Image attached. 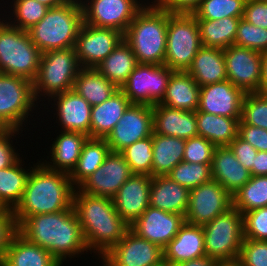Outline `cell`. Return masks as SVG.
Listing matches in <instances>:
<instances>
[{"label": "cell", "instance_id": "obj_15", "mask_svg": "<svg viewBox=\"0 0 267 266\" xmlns=\"http://www.w3.org/2000/svg\"><path fill=\"white\" fill-rule=\"evenodd\" d=\"M227 80L245 94L259 92L262 82V53L231 45L224 49Z\"/></svg>", "mask_w": 267, "mask_h": 266}, {"label": "cell", "instance_id": "obj_35", "mask_svg": "<svg viewBox=\"0 0 267 266\" xmlns=\"http://www.w3.org/2000/svg\"><path fill=\"white\" fill-rule=\"evenodd\" d=\"M24 165L21 156L14 165L0 169V205L5 210H14L22 199L32 169Z\"/></svg>", "mask_w": 267, "mask_h": 266}, {"label": "cell", "instance_id": "obj_24", "mask_svg": "<svg viewBox=\"0 0 267 266\" xmlns=\"http://www.w3.org/2000/svg\"><path fill=\"white\" fill-rule=\"evenodd\" d=\"M206 255L202 226L184 222L177 235L163 248V261L178 264Z\"/></svg>", "mask_w": 267, "mask_h": 266}, {"label": "cell", "instance_id": "obj_19", "mask_svg": "<svg viewBox=\"0 0 267 266\" xmlns=\"http://www.w3.org/2000/svg\"><path fill=\"white\" fill-rule=\"evenodd\" d=\"M132 175L133 172L122 154L110 151L103 164L77 188L92 196L113 198Z\"/></svg>", "mask_w": 267, "mask_h": 266}, {"label": "cell", "instance_id": "obj_26", "mask_svg": "<svg viewBox=\"0 0 267 266\" xmlns=\"http://www.w3.org/2000/svg\"><path fill=\"white\" fill-rule=\"evenodd\" d=\"M212 178L220 183L232 196L251 179V173L235 157L229 146L215 147Z\"/></svg>", "mask_w": 267, "mask_h": 266}, {"label": "cell", "instance_id": "obj_34", "mask_svg": "<svg viewBox=\"0 0 267 266\" xmlns=\"http://www.w3.org/2000/svg\"><path fill=\"white\" fill-rule=\"evenodd\" d=\"M137 65L133 49L122 39L96 69L120 89Z\"/></svg>", "mask_w": 267, "mask_h": 266}, {"label": "cell", "instance_id": "obj_32", "mask_svg": "<svg viewBox=\"0 0 267 266\" xmlns=\"http://www.w3.org/2000/svg\"><path fill=\"white\" fill-rule=\"evenodd\" d=\"M240 119L197 110L198 136L204 137L216 147L229 146L238 136Z\"/></svg>", "mask_w": 267, "mask_h": 266}, {"label": "cell", "instance_id": "obj_18", "mask_svg": "<svg viewBox=\"0 0 267 266\" xmlns=\"http://www.w3.org/2000/svg\"><path fill=\"white\" fill-rule=\"evenodd\" d=\"M153 133V107L131 104L114 126L106 141L112 152H121Z\"/></svg>", "mask_w": 267, "mask_h": 266}, {"label": "cell", "instance_id": "obj_27", "mask_svg": "<svg viewBox=\"0 0 267 266\" xmlns=\"http://www.w3.org/2000/svg\"><path fill=\"white\" fill-rule=\"evenodd\" d=\"M190 190L168 176L152 177L149 206L185 217Z\"/></svg>", "mask_w": 267, "mask_h": 266}, {"label": "cell", "instance_id": "obj_9", "mask_svg": "<svg viewBox=\"0 0 267 266\" xmlns=\"http://www.w3.org/2000/svg\"><path fill=\"white\" fill-rule=\"evenodd\" d=\"M206 255L218 263L236 262L243 235V214L233 205L202 226Z\"/></svg>", "mask_w": 267, "mask_h": 266}, {"label": "cell", "instance_id": "obj_58", "mask_svg": "<svg viewBox=\"0 0 267 266\" xmlns=\"http://www.w3.org/2000/svg\"><path fill=\"white\" fill-rule=\"evenodd\" d=\"M36 1L45 4L49 8L57 7L66 3L64 0H36Z\"/></svg>", "mask_w": 267, "mask_h": 266}, {"label": "cell", "instance_id": "obj_33", "mask_svg": "<svg viewBox=\"0 0 267 266\" xmlns=\"http://www.w3.org/2000/svg\"><path fill=\"white\" fill-rule=\"evenodd\" d=\"M186 139L153 133L151 177L167 176L183 161Z\"/></svg>", "mask_w": 267, "mask_h": 266}, {"label": "cell", "instance_id": "obj_44", "mask_svg": "<svg viewBox=\"0 0 267 266\" xmlns=\"http://www.w3.org/2000/svg\"><path fill=\"white\" fill-rule=\"evenodd\" d=\"M239 124H249L267 130V95L260 92L244 95Z\"/></svg>", "mask_w": 267, "mask_h": 266}, {"label": "cell", "instance_id": "obj_3", "mask_svg": "<svg viewBox=\"0 0 267 266\" xmlns=\"http://www.w3.org/2000/svg\"><path fill=\"white\" fill-rule=\"evenodd\" d=\"M74 190L69 174L51 170L37 159L33 163L22 199L13 210L17 225L31 215L69 209L73 205Z\"/></svg>", "mask_w": 267, "mask_h": 266}, {"label": "cell", "instance_id": "obj_13", "mask_svg": "<svg viewBox=\"0 0 267 266\" xmlns=\"http://www.w3.org/2000/svg\"><path fill=\"white\" fill-rule=\"evenodd\" d=\"M42 106L44 107H42V113L39 114V116H41L40 118L44 115V111L47 113L50 112L49 114L52 112L53 119H56L54 124L57 123L59 126L55 127L60 128L57 130L79 132L90 138L92 106L76 91L71 89L67 92L54 95L47 102H43ZM49 106L51 111L48 108Z\"/></svg>", "mask_w": 267, "mask_h": 266}, {"label": "cell", "instance_id": "obj_52", "mask_svg": "<svg viewBox=\"0 0 267 266\" xmlns=\"http://www.w3.org/2000/svg\"><path fill=\"white\" fill-rule=\"evenodd\" d=\"M229 147L240 164L251 171L258 151L239 135L230 143Z\"/></svg>", "mask_w": 267, "mask_h": 266}, {"label": "cell", "instance_id": "obj_11", "mask_svg": "<svg viewBox=\"0 0 267 266\" xmlns=\"http://www.w3.org/2000/svg\"><path fill=\"white\" fill-rule=\"evenodd\" d=\"M172 72L165 64H138L120 89L131 104L153 107L165 97Z\"/></svg>", "mask_w": 267, "mask_h": 266}, {"label": "cell", "instance_id": "obj_46", "mask_svg": "<svg viewBox=\"0 0 267 266\" xmlns=\"http://www.w3.org/2000/svg\"><path fill=\"white\" fill-rule=\"evenodd\" d=\"M244 239L267 241V207L243 214Z\"/></svg>", "mask_w": 267, "mask_h": 266}, {"label": "cell", "instance_id": "obj_41", "mask_svg": "<svg viewBox=\"0 0 267 266\" xmlns=\"http://www.w3.org/2000/svg\"><path fill=\"white\" fill-rule=\"evenodd\" d=\"M153 133L123 149L120 153L133 174L151 176L153 160Z\"/></svg>", "mask_w": 267, "mask_h": 266}, {"label": "cell", "instance_id": "obj_36", "mask_svg": "<svg viewBox=\"0 0 267 266\" xmlns=\"http://www.w3.org/2000/svg\"><path fill=\"white\" fill-rule=\"evenodd\" d=\"M73 90L93 107L109 99L118 88L96 68H81L74 81Z\"/></svg>", "mask_w": 267, "mask_h": 266}, {"label": "cell", "instance_id": "obj_47", "mask_svg": "<svg viewBox=\"0 0 267 266\" xmlns=\"http://www.w3.org/2000/svg\"><path fill=\"white\" fill-rule=\"evenodd\" d=\"M215 147L210 141L201 136L186 139L183 161L212 164Z\"/></svg>", "mask_w": 267, "mask_h": 266}, {"label": "cell", "instance_id": "obj_4", "mask_svg": "<svg viewBox=\"0 0 267 266\" xmlns=\"http://www.w3.org/2000/svg\"><path fill=\"white\" fill-rule=\"evenodd\" d=\"M168 12L149 2L137 13L123 39L133 49L138 64L165 62Z\"/></svg>", "mask_w": 267, "mask_h": 266}, {"label": "cell", "instance_id": "obj_14", "mask_svg": "<svg viewBox=\"0 0 267 266\" xmlns=\"http://www.w3.org/2000/svg\"><path fill=\"white\" fill-rule=\"evenodd\" d=\"M232 206V196L216 180L190 190L185 222L203 226Z\"/></svg>", "mask_w": 267, "mask_h": 266}, {"label": "cell", "instance_id": "obj_50", "mask_svg": "<svg viewBox=\"0 0 267 266\" xmlns=\"http://www.w3.org/2000/svg\"><path fill=\"white\" fill-rule=\"evenodd\" d=\"M17 232L18 225L13 210H4L0 214V263Z\"/></svg>", "mask_w": 267, "mask_h": 266}, {"label": "cell", "instance_id": "obj_20", "mask_svg": "<svg viewBox=\"0 0 267 266\" xmlns=\"http://www.w3.org/2000/svg\"><path fill=\"white\" fill-rule=\"evenodd\" d=\"M185 217L168 213L149 206L147 210L130 225L139 237L159 245L162 249L177 235Z\"/></svg>", "mask_w": 267, "mask_h": 266}, {"label": "cell", "instance_id": "obj_62", "mask_svg": "<svg viewBox=\"0 0 267 266\" xmlns=\"http://www.w3.org/2000/svg\"><path fill=\"white\" fill-rule=\"evenodd\" d=\"M156 266H166V262L163 261L162 263H160L159 265H156Z\"/></svg>", "mask_w": 267, "mask_h": 266}, {"label": "cell", "instance_id": "obj_53", "mask_svg": "<svg viewBox=\"0 0 267 266\" xmlns=\"http://www.w3.org/2000/svg\"><path fill=\"white\" fill-rule=\"evenodd\" d=\"M238 135L257 151H267V130L249 124H239Z\"/></svg>", "mask_w": 267, "mask_h": 266}, {"label": "cell", "instance_id": "obj_17", "mask_svg": "<svg viewBox=\"0 0 267 266\" xmlns=\"http://www.w3.org/2000/svg\"><path fill=\"white\" fill-rule=\"evenodd\" d=\"M101 258L109 266H156L163 262V249L129 229Z\"/></svg>", "mask_w": 267, "mask_h": 266}, {"label": "cell", "instance_id": "obj_16", "mask_svg": "<svg viewBox=\"0 0 267 266\" xmlns=\"http://www.w3.org/2000/svg\"><path fill=\"white\" fill-rule=\"evenodd\" d=\"M123 39L115 29L83 24L75 42V51L81 68H96Z\"/></svg>", "mask_w": 267, "mask_h": 266}, {"label": "cell", "instance_id": "obj_49", "mask_svg": "<svg viewBox=\"0 0 267 266\" xmlns=\"http://www.w3.org/2000/svg\"><path fill=\"white\" fill-rule=\"evenodd\" d=\"M22 132L18 129H0V169L14 165L21 158L20 155L23 156L13 144L14 140L17 144L19 142L17 139L23 137Z\"/></svg>", "mask_w": 267, "mask_h": 266}, {"label": "cell", "instance_id": "obj_63", "mask_svg": "<svg viewBox=\"0 0 267 266\" xmlns=\"http://www.w3.org/2000/svg\"><path fill=\"white\" fill-rule=\"evenodd\" d=\"M5 209L0 205V214L4 211Z\"/></svg>", "mask_w": 267, "mask_h": 266}, {"label": "cell", "instance_id": "obj_8", "mask_svg": "<svg viewBox=\"0 0 267 266\" xmlns=\"http://www.w3.org/2000/svg\"><path fill=\"white\" fill-rule=\"evenodd\" d=\"M42 52L32 42L28 31L10 25L0 15V73L34 81Z\"/></svg>", "mask_w": 267, "mask_h": 266}, {"label": "cell", "instance_id": "obj_55", "mask_svg": "<svg viewBox=\"0 0 267 266\" xmlns=\"http://www.w3.org/2000/svg\"><path fill=\"white\" fill-rule=\"evenodd\" d=\"M250 173L251 176H267V151H258Z\"/></svg>", "mask_w": 267, "mask_h": 266}, {"label": "cell", "instance_id": "obj_1", "mask_svg": "<svg viewBox=\"0 0 267 266\" xmlns=\"http://www.w3.org/2000/svg\"><path fill=\"white\" fill-rule=\"evenodd\" d=\"M18 232L49 251L62 266L89 252L73 205L60 212L31 215L18 226Z\"/></svg>", "mask_w": 267, "mask_h": 266}, {"label": "cell", "instance_id": "obj_61", "mask_svg": "<svg viewBox=\"0 0 267 266\" xmlns=\"http://www.w3.org/2000/svg\"><path fill=\"white\" fill-rule=\"evenodd\" d=\"M97 260H99V263H101V265L98 266H109L102 258H98Z\"/></svg>", "mask_w": 267, "mask_h": 266}, {"label": "cell", "instance_id": "obj_30", "mask_svg": "<svg viewBox=\"0 0 267 266\" xmlns=\"http://www.w3.org/2000/svg\"><path fill=\"white\" fill-rule=\"evenodd\" d=\"M200 86L187 71H173L161 105L183 111L196 112L199 105Z\"/></svg>", "mask_w": 267, "mask_h": 266}, {"label": "cell", "instance_id": "obj_40", "mask_svg": "<svg viewBox=\"0 0 267 266\" xmlns=\"http://www.w3.org/2000/svg\"><path fill=\"white\" fill-rule=\"evenodd\" d=\"M232 205L242 214L267 207V176H251V179L232 195Z\"/></svg>", "mask_w": 267, "mask_h": 266}, {"label": "cell", "instance_id": "obj_5", "mask_svg": "<svg viewBox=\"0 0 267 266\" xmlns=\"http://www.w3.org/2000/svg\"><path fill=\"white\" fill-rule=\"evenodd\" d=\"M82 24V6L66 2L49 8L42 20L27 31L32 42L44 53L74 47Z\"/></svg>", "mask_w": 267, "mask_h": 266}, {"label": "cell", "instance_id": "obj_54", "mask_svg": "<svg viewBox=\"0 0 267 266\" xmlns=\"http://www.w3.org/2000/svg\"><path fill=\"white\" fill-rule=\"evenodd\" d=\"M155 8L165 10L170 13H187L192 12L198 7L202 0H148Z\"/></svg>", "mask_w": 267, "mask_h": 266}, {"label": "cell", "instance_id": "obj_45", "mask_svg": "<svg viewBox=\"0 0 267 266\" xmlns=\"http://www.w3.org/2000/svg\"><path fill=\"white\" fill-rule=\"evenodd\" d=\"M234 45L263 53L267 50V29L240 18Z\"/></svg>", "mask_w": 267, "mask_h": 266}, {"label": "cell", "instance_id": "obj_56", "mask_svg": "<svg viewBox=\"0 0 267 266\" xmlns=\"http://www.w3.org/2000/svg\"><path fill=\"white\" fill-rule=\"evenodd\" d=\"M217 264L218 262H216L213 259H210L207 255H205L200 258L182 262L178 264L177 266H217Z\"/></svg>", "mask_w": 267, "mask_h": 266}, {"label": "cell", "instance_id": "obj_29", "mask_svg": "<svg viewBox=\"0 0 267 266\" xmlns=\"http://www.w3.org/2000/svg\"><path fill=\"white\" fill-rule=\"evenodd\" d=\"M187 72L200 87L226 81L224 49L202 46Z\"/></svg>", "mask_w": 267, "mask_h": 266}, {"label": "cell", "instance_id": "obj_21", "mask_svg": "<svg viewBox=\"0 0 267 266\" xmlns=\"http://www.w3.org/2000/svg\"><path fill=\"white\" fill-rule=\"evenodd\" d=\"M245 93L229 80L200 87L198 109L201 112L241 118Z\"/></svg>", "mask_w": 267, "mask_h": 266}, {"label": "cell", "instance_id": "obj_6", "mask_svg": "<svg viewBox=\"0 0 267 266\" xmlns=\"http://www.w3.org/2000/svg\"><path fill=\"white\" fill-rule=\"evenodd\" d=\"M39 107L41 108L34 97L32 81L21 76L0 73V127L2 129L23 131L29 123L33 125L30 128H36L37 124L33 122L36 119L40 120L37 116L41 111ZM34 113H36V119L33 118Z\"/></svg>", "mask_w": 267, "mask_h": 266}, {"label": "cell", "instance_id": "obj_37", "mask_svg": "<svg viewBox=\"0 0 267 266\" xmlns=\"http://www.w3.org/2000/svg\"><path fill=\"white\" fill-rule=\"evenodd\" d=\"M109 153L110 147L106 139L88 138L75 168L69 174L72 185L77 188L103 164Z\"/></svg>", "mask_w": 267, "mask_h": 266}, {"label": "cell", "instance_id": "obj_51", "mask_svg": "<svg viewBox=\"0 0 267 266\" xmlns=\"http://www.w3.org/2000/svg\"><path fill=\"white\" fill-rule=\"evenodd\" d=\"M243 19L252 25L267 29V2L246 0Z\"/></svg>", "mask_w": 267, "mask_h": 266}, {"label": "cell", "instance_id": "obj_10", "mask_svg": "<svg viewBox=\"0 0 267 266\" xmlns=\"http://www.w3.org/2000/svg\"><path fill=\"white\" fill-rule=\"evenodd\" d=\"M201 47L197 19L192 14L168 12L164 64L173 71H187Z\"/></svg>", "mask_w": 267, "mask_h": 266}, {"label": "cell", "instance_id": "obj_28", "mask_svg": "<svg viewBox=\"0 0 267 266\" xmlns=\"http://www.w3.org/2000/svg\"><path fill=\"white\" fill-rule=\"evenodd\" d=\"M131 105L121 89L99 105L91 108L90 138L106 139Z\"/></svg>", "mask_w": 267, "mask_h": 266}, {"label": "cell", "instance_id": "obj_23", "mask_svg": "<svg viewBox=\"0 0 267 266\" xmlns=\"http://www.w3.org/2000/svg\"><path fill=\"white\" fill-rule=\"evenodd\" d=\"M54 132L59 134L55 138H51L52 144L48 149L49 153L47 148H44L49 156H47V160L41 157L40 161L51 170L70 174L75 168L83 145L89 136L73 131L55 130ZM53 139L54 141H52Z\"/></svg>", "mask_w": 267, "mask_h": 266}, {"label": "cell", "instance_id": "obj_12", "mask_svg": "<svg viewBox=\"0 0 267 266\" xmlns=\"http://www.w3.org/2000/svg\"><path fill=\"white\" fill-rule=\"evenodd\" d=\"M84 0L83 22L94 27L111 28L123 35L148 0Z\"/></svg>", "mask_w": 267, "mask_h": 266}, {"label": "cell", "instance_id": "obj_31", "mask_svg": "<svg viewBox=\"0 0 267 266\" xmlns=\"http://www.w3.org/2000/svg\"><path fill=\"white\" fill-rule=\"evenodd\" d=\"M0 266H62L46 249L28 241L17 232Z\"/></svg>", "mask_w": 267, "mask_h": 266}, {"label": "cell", "instance_id": "obj_59", "mask_svg": "<svg viewBox=\"0 0 267 266\" xmlns=\"http://www.w3.org/2000/svg\"><path fill=\"white\" fill-rule=\"evenodd\" d=\"M217 266H240V265L236 261V262H229V263H218Z\"/></svg>", "mask_w": 267, "mask_h": 266}, {"label": "cell", "instance_id": "obj_22", "mask_svg": "<svg viewBox=\"0 0 267 266\" xmlns=\"http://www.w3.org/2000/svg\"><path fill=\"white\" fill-rule=\"evenodd\" d=\"M152 177L133 174L112 198L115 210L130 226L149 207Z\"/></svg>", "mask_w": 267, "mask_h": 266}, {"label": "cell", "instance_id": "obj_7", "mask_svg": "<svg viewBox=\"0 0 267 266\" xmlns=\"http://www.w3.org/2000/svg\"><path fill=\"white\" fill-rule=\"evenodd\" d=\"M80 69L74 47L42 53L38 74L33 81L36 102L42 107L43 101L73 89Z\"/></svg>", "mask_w": 267, "mask_h": 266}, {"label": "cell", "instance_id": "obj_48", "mask_svg": "<svg viewBox=\"0 0 267 266\" xmlns=\"http://www.w3.org/2000/svg\"><path fill=\"white\" fill-rule=\"evenodd\" d=\"M237 262L240 266H267V241L244 239Z\"/></svg>", "mask_w": 267, "mask_h": 266}, {"label": "cell", "instance_id": "obj_2", "mask_svg": "<svg viewBox=\"0 0 267 266\" xmlns=\"http://www.w3.org/2000/svg\"><path fill=\"white\" fill-rule=\"evenodd\" d=\"M73 208L93 259L104 256L130 229L115 210L112 198L92 196L75 188Z\"/></svg>", "mask_w": 267, "mask_h": 266}, {"label": "cell", "instance_id": "obj_42", "mask_svg": "<svg viewBox=\"0 0 267 266\" xmlns=\"http://www.w3.org/2000/svg\"><path fill=\"white\" fill-rule=\"evenodd\" d=\"M246 0H202L192 12L196 19L219 20L226 17H243Z\"/></svg>", "mask_w": 267, "mask_h": 266}, {"label": "cell", "instance_id": "obj_25", "mask_svg": "<svg viewBox=\"0 0 267 266\" xmlns=\"http://www.w3.org/2000/svg\"><path fill=\"white\" fill-rule=\"evenodd\" d=\"M153 133L190 139L198 136L196 112L153 106Z\"/></svg>", "mask_w": 267, "mask_h": 266}, {"label": "cell", "instance_id": "obj_60", "mask_svg": "<svg viewBox=\"0 0 267 266\" xmlns=\"http://www.w3.org/2000/svg\"><path fill=\"white\" fill-rule=\"evenodd\" d=\"M64 1L69 2V3H75V4L82 5L84 0H64Z\"/></svg>", "mask_w": 267, "mask_h": 266}, {"label": "cell", "instance_id": "obj_43", "mask_svg": "<svg viewBox=\"0 0 267 266\" xmlns=\"http://www.w3.org/2000/svg\"><path fill=\"white\" fill-rule=\"evenodd\" d=\"M167 176L189 190L213 179L211 164L184 161L178 163Z\"/></svg>", "mask_w": 267, "mask_h": 266}, {"label": "cell", "instance_id": "obj_38", "mask_svg": "<svg viewBox=\"0 0 267 266\" xmlns=\"http://www.w3.org/2000/svg\"><path fill=\"white\" fill-rule=\"evenodd\" d=\"M240 18L243 17L197 19L202 46L226 49L234 45Z\"/></svg>", "mask_w": 267, "mask_h": 266}, {"label": "cell", "instance_id": "obj_57", "mask_svg": "<svg viewBox=\"0 0 267 266\" xmlns=\"http://www.w3.org/2000/svg\"><path fill=\"white\" fill-rule=\"evenodd\" d=\"M259 92L267 95V50L262 53V82Z\"/></svg>", "mask_w": 267, "mask_h": 266}, {"label": "cell", "instance_id": "obj_39", "mask_svg": "<svg viewBox=\"0 0 267 266\" xmlns=\"http://www.w3.org/2000/svg\"><path fill=\"white\" fill-rule=\"evenodd\" d=\"M5 8H9L7 11L0 2V15L12 26L17 27L21 30L27 31L33 25L37 24L45 16L49 7L45 4L40 3L36 0H7ZM10 1V2H9ZM2 8L4 13H2ZM12 8V9H11ZM10 10V11H9ZM9 14H6V13ZM5 14V15H4Z\"/></svg>", "mask_w": 267, "mask_h": 266}]
</instances>
